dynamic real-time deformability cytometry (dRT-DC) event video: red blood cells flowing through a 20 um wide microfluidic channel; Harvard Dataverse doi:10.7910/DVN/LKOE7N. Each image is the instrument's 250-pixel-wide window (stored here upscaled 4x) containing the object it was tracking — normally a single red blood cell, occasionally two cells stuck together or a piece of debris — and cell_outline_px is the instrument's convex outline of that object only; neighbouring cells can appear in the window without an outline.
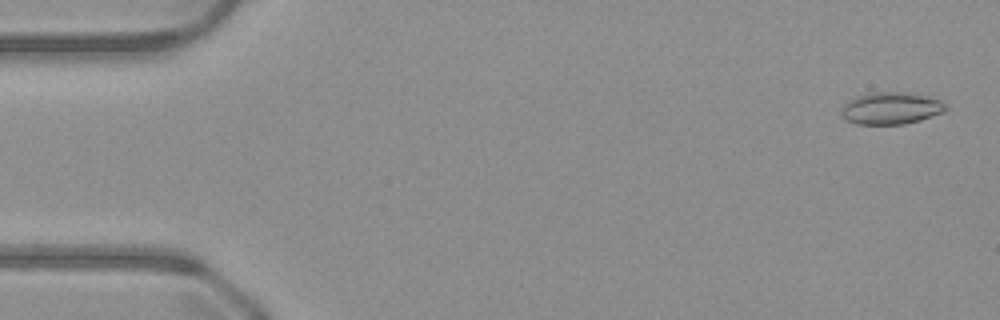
{"species": "common noctule bat (a hibernating species)", "species_latin": "Nyctalus noctula", "temperature_condition": "warm", "stored_images_in_passage": 50, "camera_frame_rate_fps": 3000, "um_per_image_px": 0.085, "animal": {"sex": "male", "body_mass_g": 23.1, "forearm_length_mm": 52.7}, "frame": {"image": 1, "passage_image": 2, "time_ms": 0.333, "image_size_px": [1000, 320], "cell_outline_px": [[948, 108], [944, 112], [920, 120], [904, 124], [856, 124], [844, 120], [840, 112], [844, 104], [856, 96], [876, 92], [904, 92], [924, 96], [940, 100], [948, 104]], "centroid_in_image_um": [75.73, 9.21], "position_along_channel_um": 9.3, "area_um2": 19.54}}
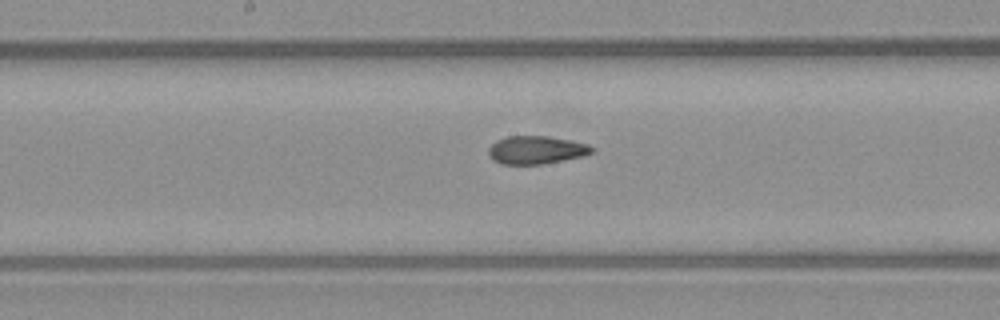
{"frame": {"image": 2, "passage_image": 26, "time_ms": 8.333, "image_size_px": [1000, 320], "cell_outline_px": [[596, 148], [592, 152], [584, 156], [540, 164], [500, 164], [492, 160], [488, 156], [488, 148], [496, 140], [508, 136], [548, 136], [588, 144]], "centroid_in_image_um": [45.55, 12.75], "position_along_channel_um": 202.7, "area_um2": 16.94}}
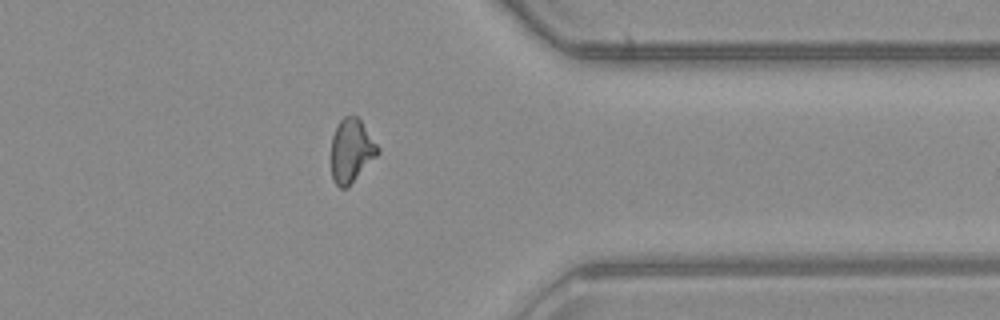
{"frame": {"image": 3, "passage_image": 40, "time_ms": 13.0, "image_size_px": [1000, 320], "cell_outline_px": [[380, 152], [348, 188], [340, 188], [332, 180], [332, 136], [340, 120], [344, 116], [356, 116], [360, 120], [380, 148]], "centroid_in_image_um": [29.87, 12.83], "position_along_channel_um": 381.5, "area_um2": 17.17}, "authors_computed_cell_mechanics": {"area_um2": 17.5423, "velocity_mm_per_s": 4.0994, "shape_relaxation_time_tau1_ms": null, "shape_relaxation_time_tau2_ms": 2.2824, "deformation_change_tau1": null, "deformation_change_tau2": 0.0762}}